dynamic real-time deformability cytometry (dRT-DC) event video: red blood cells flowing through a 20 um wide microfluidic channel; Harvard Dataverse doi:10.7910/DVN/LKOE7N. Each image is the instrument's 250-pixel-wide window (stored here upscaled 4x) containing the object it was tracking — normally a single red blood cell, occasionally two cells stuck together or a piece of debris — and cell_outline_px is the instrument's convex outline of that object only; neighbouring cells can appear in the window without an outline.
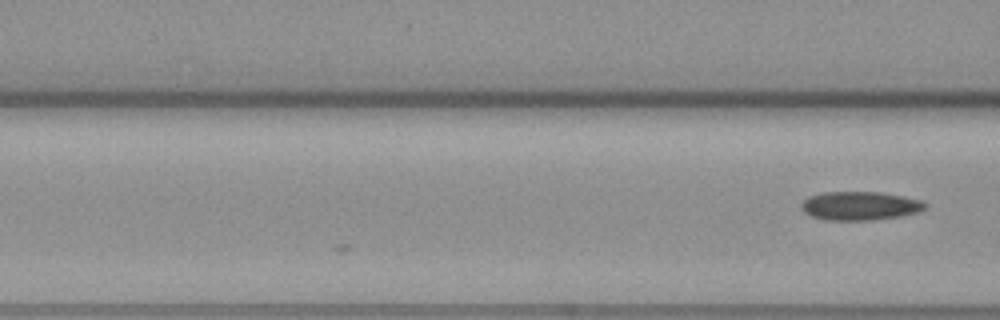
{"species": "common noctule bat (a hibernating species)", "species_latin": "Nyctalus noctula", "temperature_condition": "warm", "stored_images_in_passage": 4, "camera_frame_rate_fps": 3000, "um_per_image_px": 0.085, "animal": {"sex": "female", "body_mass_g": 19.3, "forearm_length_mm": 54.1}, "frame": {"image": 1, "passage_image": 4, "time_ms": 1.0, "image_size_px": [1000, 320], "cell_outline_px": [[928, 208], [920, 212], [900, 216], [872, 220], [824, 220], [812, 216], [804, 212], [800, 208], [800, 204], [808, 196], [824, 192], [880, 192], [904, 196], [920, 200], [928, 204]], "centroid_in_image_um": [73.11, 17.49], "position_along_channel_um": 93.5, "area_um2": 20.92}}